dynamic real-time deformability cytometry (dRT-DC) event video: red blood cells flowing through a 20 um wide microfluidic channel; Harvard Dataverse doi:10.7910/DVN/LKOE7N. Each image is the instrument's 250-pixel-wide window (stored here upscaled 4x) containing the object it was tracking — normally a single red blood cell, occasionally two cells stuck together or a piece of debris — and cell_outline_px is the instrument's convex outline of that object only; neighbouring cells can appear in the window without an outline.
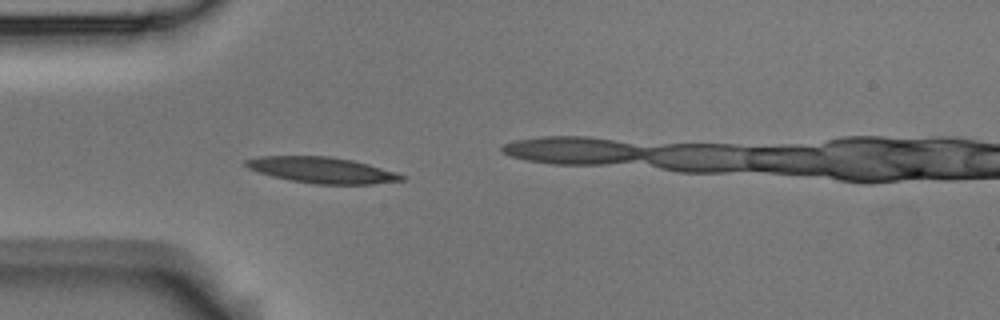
{"species": "Egyptian fruit bat (a non-hibernating species)", "species_latin": "Rousettus aegyptiacus", "temperature_condition": "room temperature", "stored_images_in_passage": 4, "segment_of_instrument_passage": [1, 2], "camera_frame_rate_fps": 3000, "um_per_image_px": 0.085, "animal": {"sex": "male"}, "frame": {"image": 1, "passage_image": 3, "time_ms": 0.667, "image_size_px": [1000, 320], "cell_outline_px": [[404, 180], [372, 184], [316, 184], [292, 180], [272, 176], [248, 168], [244, 164], [244, 160], [256, 156], [328, 156], [352, 160], [368, 164], [396, 172], [404, 176]], "centroid_in_image_um": [27.35, 14.45], "position_along_channel_um": 57.7, "area_um2": 23.41}}